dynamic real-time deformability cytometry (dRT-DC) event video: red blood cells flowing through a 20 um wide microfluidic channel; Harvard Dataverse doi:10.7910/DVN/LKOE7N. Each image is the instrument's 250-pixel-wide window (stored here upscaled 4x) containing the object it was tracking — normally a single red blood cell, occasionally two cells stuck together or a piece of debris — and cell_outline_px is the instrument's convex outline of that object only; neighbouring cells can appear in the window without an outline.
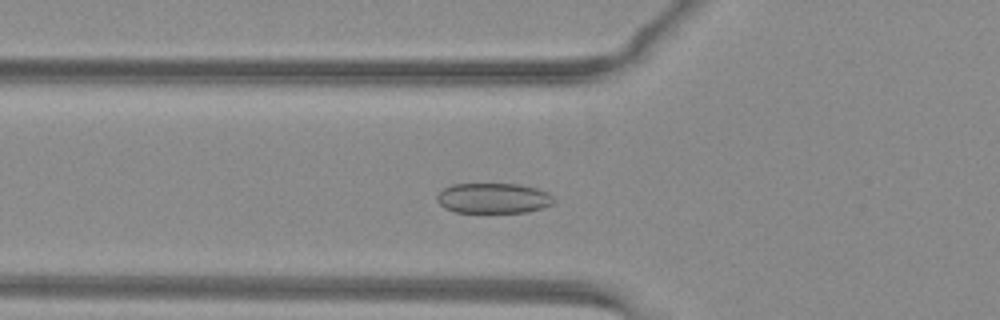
{"species": "common noctule bat (a hibernating species)", "species_latin": "Nyctalus noctula", "temperature_condition": "warm", "stored_images_in_passage": 46, "camera_frame_rate_fps": 3000, "um_per_image_px": 0.085, "animal": {"sex": "female", "body_mass_g": 29.2, "forearm_length_mm": 56.3}, "frame": {"image": 1, "passage_image": 13, "time_ms": 4.0, "image_size_px": [1000, 320], "cell_outline_px": [[556, 200], [552, 204], [544, 208], [528, 212], [456, 212], [444, 208], [436, 200], [436, 196], [444, 188], [452, 184], [520, 184], [536, 188], [548, 192]], "centroid_in_image_um": [41.96, 16.85], "position_along_channel_um": 83.8, "area_um2": 20.75}}
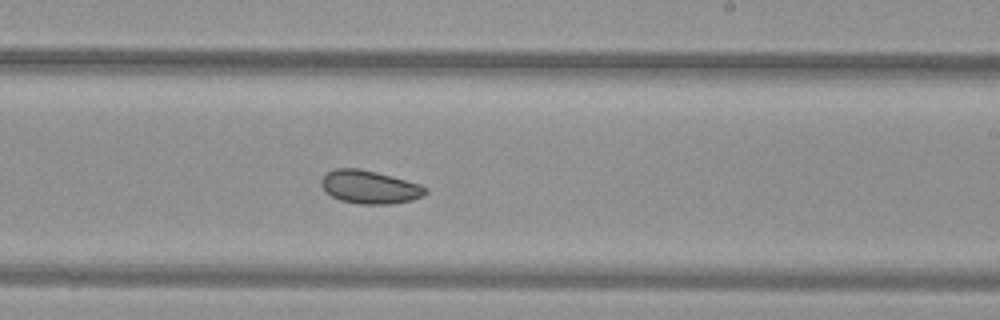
{"frame": {"image": 2, "passage_image": 26, "time_ms": 8.333, "image_size_px": [1000, 320], "cell_outline_px": [[428, 192], [424, 196], [412, 200], [392, 204], [360, 204], [340, 200], [324, 192], [320, 184], [320, 180], [328, 172], [336, 168], [360, 168], [392, 176], [420, 184], [428, 188]], "centroid_in_image_um": [31.43, 15.9], "position_along_channel_um": 257.6, "area_um2": 20.35}}
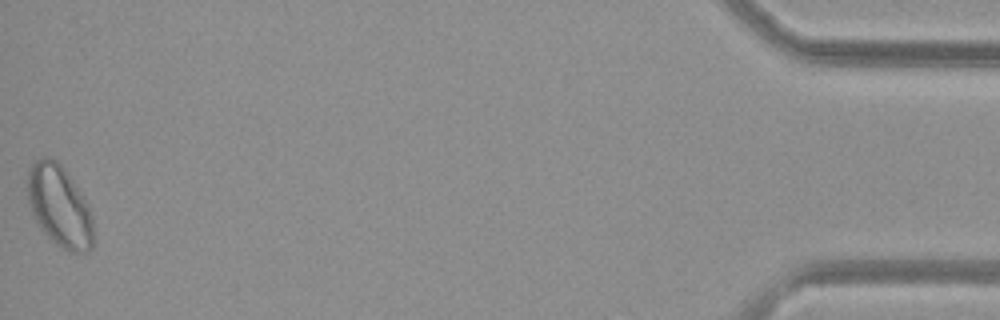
{"frame": {"image": 3, "passage_image": 46, "time_ms": 15.0, "image_size_px": [1000, 320], "cell_outline_px": [[92, 248], [88, 252], [68, 252], [56, 244], [40, 228], [28, 204], [28, 168], [36, 160], [44, 156], [48, 156], [56, 160], [64, 168], [72, 180], [84, 200], [92, 216]], "centroid_in_image_um": [5.03, 17.52], "position_along_channel_um": 430.2, "area_um2": 30.87}, "authors_computed_cell_mechanics": {"area_um2": 21.9351, "velocity_mm_per_s": 4.0, "shape_relaxation_time_tau1_ms": 3.7097, "shape_relaxation_time_tau2_ms": null, "deformation_change_tau1": 0.0673, "deformation_change_tau2": null}}